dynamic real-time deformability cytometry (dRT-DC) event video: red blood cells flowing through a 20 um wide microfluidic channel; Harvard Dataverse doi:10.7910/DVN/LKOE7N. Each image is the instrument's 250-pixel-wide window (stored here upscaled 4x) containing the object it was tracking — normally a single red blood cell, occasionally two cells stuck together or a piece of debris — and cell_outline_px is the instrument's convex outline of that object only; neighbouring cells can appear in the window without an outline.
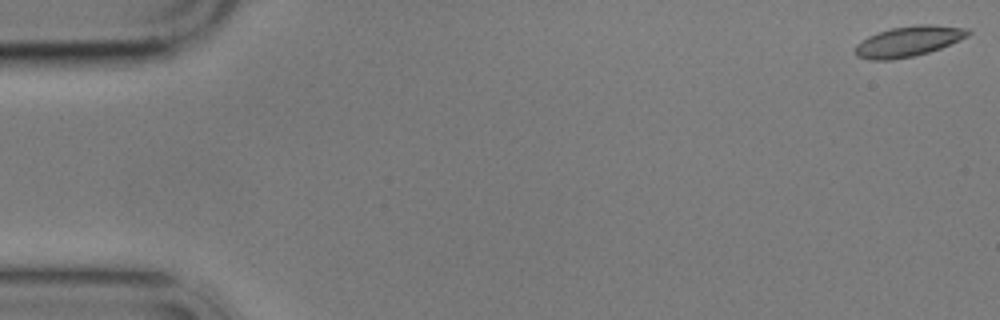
{"species": "common noctule bat (a hibernating species)", "species_latin": "Nyctalus noctula", "temperature_condition": "cold", "stored_images_in_passage": 6, "camera_frame_rate_fps": 3000, "um_per_image_px": 0.085, "animal": {"sex": "male", "body_mass_g": 17.9}, "frame": {"image": 1, "passage_image": 1, "time_ms": 0.0, "image_size_px": [1000, 320], "cell_outline_px": [[972, 32], [968, 36], [940, 48], [928, 52], [912, 56], [892, 60], [868, 60], [856, 56], [856, 44], [868, 36], [876, 32], [892, 28], [920, 24], [932, 24], [968, 28]], "centroid_in_image_um": [77.21, 3.51], "position_along_channel_um": 7.8, "area_um2": 20.0}}
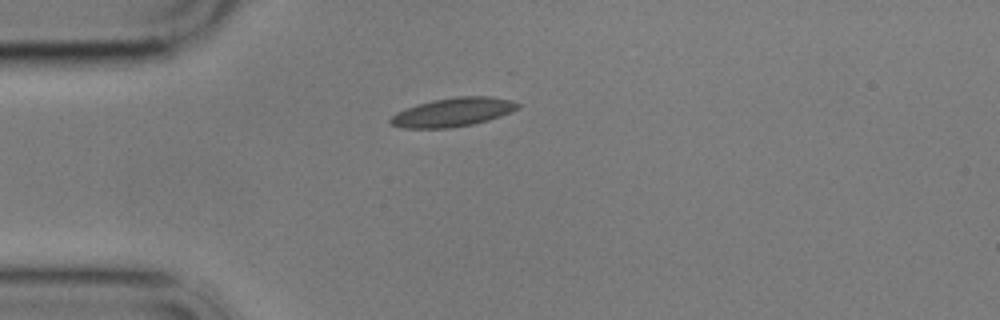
{"frame": {"image": 2, "passage_image": 5, "time_ms": 4.667, "image_size_px": [1000, 320], "cell_outline_px": [[520, 108], [512, 112], [488, 120], [472, 124], [452, 128], [404, 128], [388, 124], [388, 120], [396, 112], [404, 108], [432, 100], [456, 96], [488, 96], [512, 100], [520, 104]], "centroid_in_image_um": [38.48, 9.53], "position_along_channel_um": 46.5, "area_um2": 21.56}}